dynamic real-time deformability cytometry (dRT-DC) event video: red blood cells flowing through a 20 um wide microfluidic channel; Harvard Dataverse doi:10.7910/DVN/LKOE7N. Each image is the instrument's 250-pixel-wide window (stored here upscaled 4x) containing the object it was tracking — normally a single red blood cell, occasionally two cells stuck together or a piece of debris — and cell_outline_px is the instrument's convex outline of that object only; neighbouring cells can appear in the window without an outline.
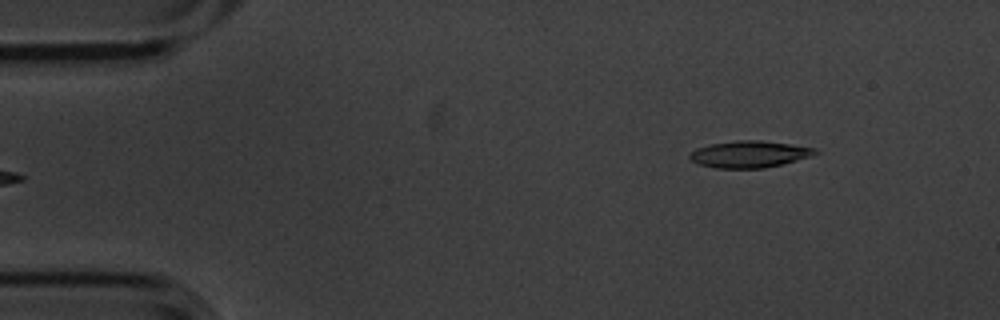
{"species": "common noctule bat (a hibernating species)", "species_latin": "Nyctalus noctula", "temperature_condition": "cold", "stored_images_in_passage": 5, "camera_frame_rate_fps": 3000, "um_per_image_px": 0.085, "animal": {"sex": "male", "body_mass_g": 20.1, "forearm_length_mm": 53.5}, "frame": {"image": 1, "passage_image": 5, "time_ms": 1.333, "image_size_px": [1000, 320], "cell_outline_px": [[820, 152], [796, 160], [764, 168], [716, 168], [700, 164], [692, 160], [688, 156], [688, 152], [696, 148], [712, 144], [736, 140], [760, 140], [816, 148]], "centroid_in_image_um": [63.65, 13.1], "position_along_channel_um": 21.3, "area_um2": 19.31}}